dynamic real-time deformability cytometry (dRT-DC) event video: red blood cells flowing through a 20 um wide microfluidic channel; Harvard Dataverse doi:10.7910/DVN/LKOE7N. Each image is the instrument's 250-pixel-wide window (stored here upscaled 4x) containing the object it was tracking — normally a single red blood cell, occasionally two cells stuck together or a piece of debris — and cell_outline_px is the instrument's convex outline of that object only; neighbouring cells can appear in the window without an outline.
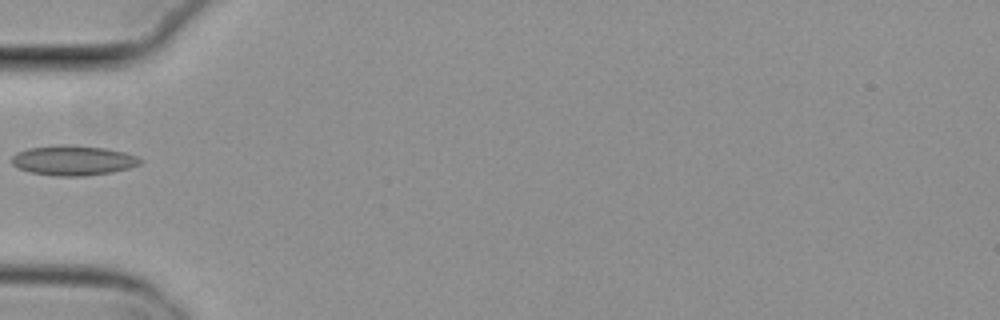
{"species": "common noctule bat (a hibernating species)", "species_latin": "Nyctalus noctula", "temperature_condition": "cold", "stored_images_in_passage": 5, "camera_frame_rate_fps": 3000, "um_per_image_px": 0.085, "animal": {"sex": "female", "body_mass_g": 29.2, "forearm_length_mm": 56.3}, "frame": {"image": 1, "passage_image": 5, "time_ms": 1.333, "image_size_px": [1000, 320], "cell_outline_px": [[144, 160], [140, 164], [128, 168], [112, 172], [84, 176], [56, 176], [32, 172], [20, 168], [12, 164], [12, 156], [16, 152], [28, 148], [60, 144], [76, 144], [108, 148], [124, 152], [136, 156]], "centroid_in_image_um": [6.24, 13.61], "position_along_channel_um": 78.8, "area_um2": 22.6}}